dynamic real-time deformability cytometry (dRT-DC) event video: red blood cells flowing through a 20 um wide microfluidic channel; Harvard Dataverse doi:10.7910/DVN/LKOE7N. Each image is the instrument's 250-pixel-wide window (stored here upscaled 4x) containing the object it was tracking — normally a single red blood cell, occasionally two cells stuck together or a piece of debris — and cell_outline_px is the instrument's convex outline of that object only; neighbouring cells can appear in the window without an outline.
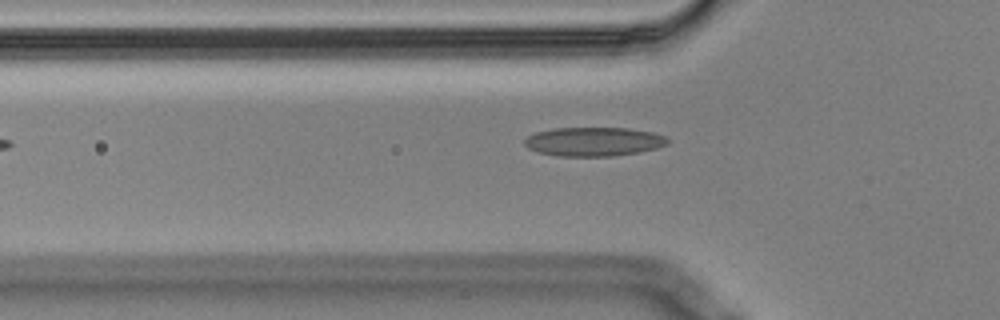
{"species": "Egyptian fruit bat (a non-hibernating species)", "species_latin": "Rousettus aegyptiacus", "temperature_condition": "cold", "stored_images_in_passage": 4, "camera_frame_rate_fps": 3000, "um_per_image_px": 0.085, "animal": {"sex": "male"}, "frame": {"image": 1, "passage_image": 4, "time_ms": 1.0, "image_size_px": [1000, 320], "cell_outline_px": [[668, 144], [656, 148], [640, 152], [612, 156], [556, 156], [540, 152], [528, 148], [524, 144], [524, 140], [528, 136], [536, 132], [552, 128], [628, 128], [652, 132], [664, 136], [668, 140]], "centroid_in_image_um": [50.46, 12.04], "position_along_channel_um": 75.3, "area_um2": 24.1}}